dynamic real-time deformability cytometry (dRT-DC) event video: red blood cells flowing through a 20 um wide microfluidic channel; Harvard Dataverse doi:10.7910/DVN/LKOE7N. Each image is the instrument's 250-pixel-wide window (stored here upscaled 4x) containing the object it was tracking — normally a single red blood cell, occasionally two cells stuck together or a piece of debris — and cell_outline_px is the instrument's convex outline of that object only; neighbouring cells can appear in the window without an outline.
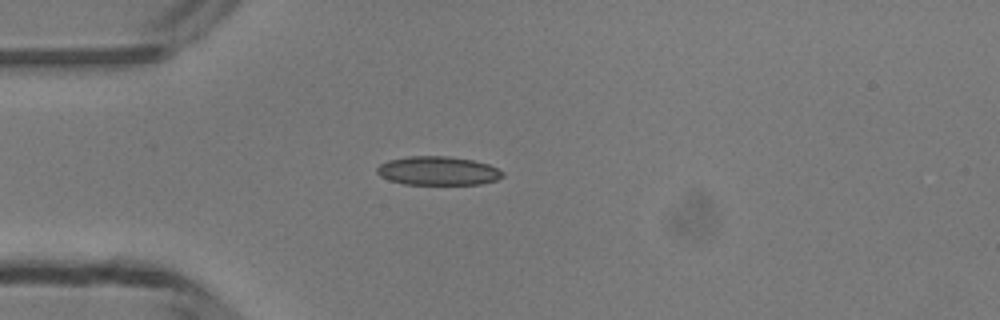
{"species": "common noctule bat (a hibernating species)", "species_latin": "Nyctalus noctula", "temperature_condition": "room temperature", "stored_images_in_passage": 36, "camera_frame_rate_fps": 3000, "um_per_image_px": 0.085, "animal": {"sex": "male", "body_mass_g": 13.3}, "frame": {"image": 1, "passage_image": 1, "time_ms": 0.0, "image_size_px": [1000, 320], "cell_outline_px": [[504, 176], [496, 180], [480, 184], [404, 184], [388, 180], [380, 176], [376, 172], [376, 168], [380, 164], [388, 160], [408, 156], [448, 156], [472, 160], [488, 164], [504, 172]], "centroid_in_image_um": [37.2, 14.52], "position_along_channel_um": 47.8, "area_um2": 21.1}}
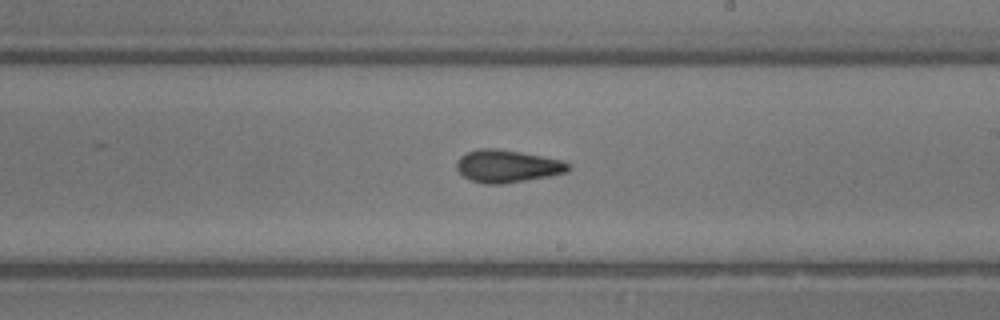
{"frame": {"image": 2, "passage_image": 16, "time_ms": 5.0, "image_size_px": [1000, 320], "cell_outline_px": [[572, 164], [568, 172], [548, 176], [504, 184], [484, 184], [472, 180], [464, 176], [456, 168], [456, 160], [460, 156], [476, 148], [496, 148], [520, 152], [560, 160]], "centroid_in_image_um": [43.1, 14.12], "position_along_channel_um": 245.9, "area_um2": 21.15}}
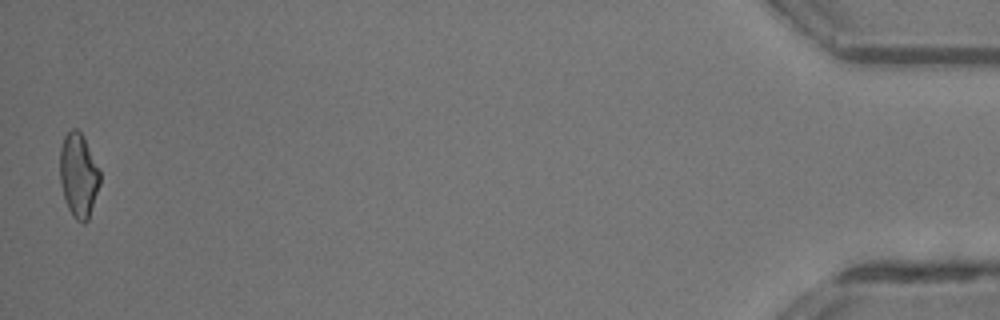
{"frame": {"image": 3, "passage_image": 36, "time_ms": 11.667, "image_size_px": [1000, 320], "cell_outline_px": [[100, 184], [88, 220], [84, 224], [76, 220], [72, 216], [68, 208], [60, 184], [60, 148], [64, 136], [72, 128], [76, 128], [84, 136], [100, 172]], "centroid_in_image_um": [6.67, 14.9], "position_along_channel_um": 428.5, "area_um2": 19.65}, "authors_computed_cell_mechanics": {"area_um2": 20.2878, "velocity_mm_per_s": 4.2238, "shape_relaxation_time_tau1_ms": 10.3409, "shape_relaxation_time_tau2_ms": 3.2709, "deformation_change_tau1": 0.2313, "deformation_change_tau2": 0.0955}}